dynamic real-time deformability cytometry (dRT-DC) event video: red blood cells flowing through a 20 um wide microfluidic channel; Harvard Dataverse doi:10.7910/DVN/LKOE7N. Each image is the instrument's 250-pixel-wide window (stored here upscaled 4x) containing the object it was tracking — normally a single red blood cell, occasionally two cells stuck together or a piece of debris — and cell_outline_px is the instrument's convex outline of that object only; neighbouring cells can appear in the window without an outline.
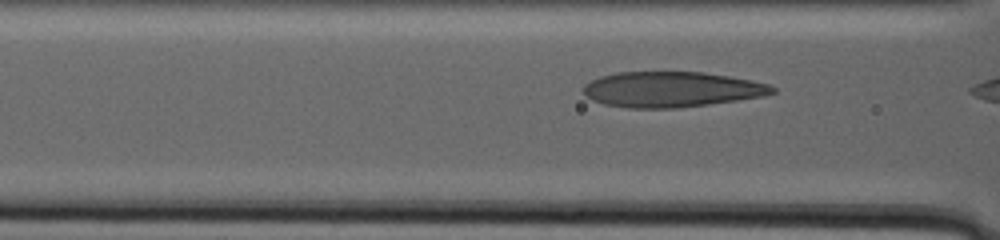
{"species": "human", "species_latin": "Homo sapiens", "temperature_condition": "warm", "stored_images_in_passage": 32, "camera_frame_rate_fps": 3000, "um_per_image_px": 0.085, "donor": {"sex": "male"}, "frame": {"image": 1, "passage_image": 28, "time_ms": 9.0, "image_size_px": [1000, 240], "cell_outline_px": [[776, 92], [764, 96], [708, 104], [676, 108], [628, 108], [604, 104], [592, 100], [584, 92], [584, 84], [600, 76], [616, 72], [704, 72], [752, 80], [768, 84], [776, 88]], "centroid_in_image_um": [57.08, 7.59], "position_along_channel_um": 109.5, "area_um2": 38.96}}